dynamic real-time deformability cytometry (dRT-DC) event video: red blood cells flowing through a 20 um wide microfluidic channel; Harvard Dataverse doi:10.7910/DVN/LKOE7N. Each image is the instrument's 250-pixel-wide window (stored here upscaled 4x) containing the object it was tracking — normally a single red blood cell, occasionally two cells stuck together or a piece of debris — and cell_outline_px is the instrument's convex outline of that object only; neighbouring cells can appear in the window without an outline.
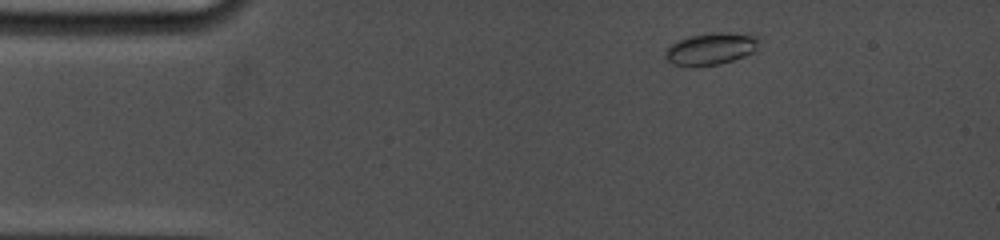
{"species": "common noctule bat (a hibernating species)", "species_latin": "Nyctalus noctula", "temperature_condition": "cold", "stored_images_in_passage": 10, "camera_frame_rate_fps": 5000, "um_per_image_px": 0.085, "animal": {"sex": "female", "body_mass_g": 19.0, "forearm_length_mm": 53.3}, "frame": {"image": 1, "passage_image": 1, "time_ms": 0.0, "image_size_px": [1000, 240], "cell_outline_px": [[764, 40], [752, 52], [744, 56], [720, 64], [672, 64], [664, 56], [664, 52], [676, 40], [692, 36], [712, 32], [756, 32]], "centroid_in_image_um": [60.57, 4.07], "position_along_channel_um": 24.4, "area_um2": 17.63}}
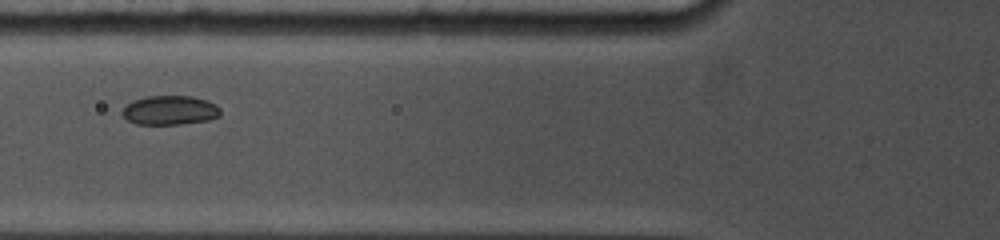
{"frame": {"image": 2, "passage_image": 7, "time_ms": 4.0, "image_size_px": [1000, 240], "cell_outline_px": [[220, 116], [208, 120], [180, 124], [136, 124], [128, 120], [120, 112], [132, 100], [148, 96], [192, 96], [208, 100], [216, 104], [220, 108]], "centroid_in_image_um": [14.46, 9.36], "position_along_channel_um": 111.3, "area_um2": 16.76}}
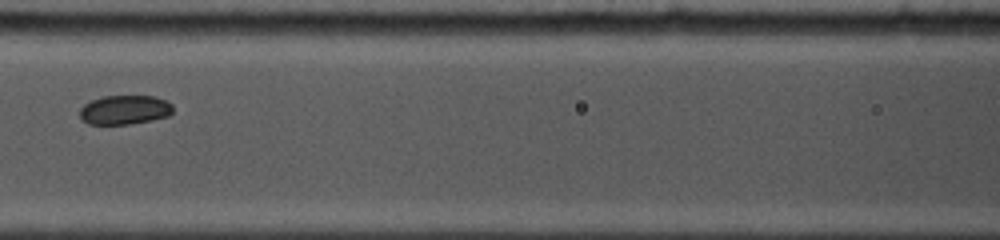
{"frame": {"image": 3, "passage_image": 9, "time_ms": 5.2, "image_size_px": [1000, 240], "cell_outline_px": [[172, 112], [168, 116], [152, 120], [128, 124], [88, 124], [80, 120], [80, 108], [84, 104], [92, 100], [104, 96], [156, 96], [172, 104]], "centroid_in_image_um": [10.57, 9.34], "position_along_channel_um": 156.0, "area_um2": 15.9}}